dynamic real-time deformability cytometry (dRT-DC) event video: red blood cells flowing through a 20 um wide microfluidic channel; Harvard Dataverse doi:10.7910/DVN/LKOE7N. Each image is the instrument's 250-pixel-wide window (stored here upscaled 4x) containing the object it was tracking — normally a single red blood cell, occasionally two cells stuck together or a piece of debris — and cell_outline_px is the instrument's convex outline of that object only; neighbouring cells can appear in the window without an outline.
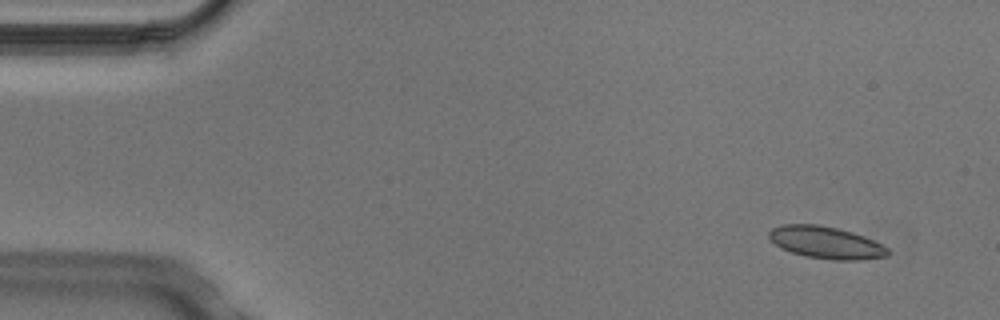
{"species": "Egyptian fruit bat (a non-hibernating species)", "species_latin": "Rousettus aegyptiacus", "temperature_condition": "cold", "stored_images_in_passage": 5, "camera_frame_rate_fps": 3000, "um_per_image_px": 0.085, "animal": {"sex": "male"}, "frame": {"image": 1, "passage_image": 2, "time_ms": 0.333, "image_size_px": [1000, 320], "cell_outline_px": [[892, 252], [888, 256], [860, 260], [832, 260], [804, 256], [780, 248], [768, 236], [768, 232], [772, 228], [784, 224], [820, 224], [852, 232], [864, 236], [888, 248]], "centroid_in_image_um": [70.22, 20.62], "position_along_channel_um": 14.8, "area_um2": 22.31}}
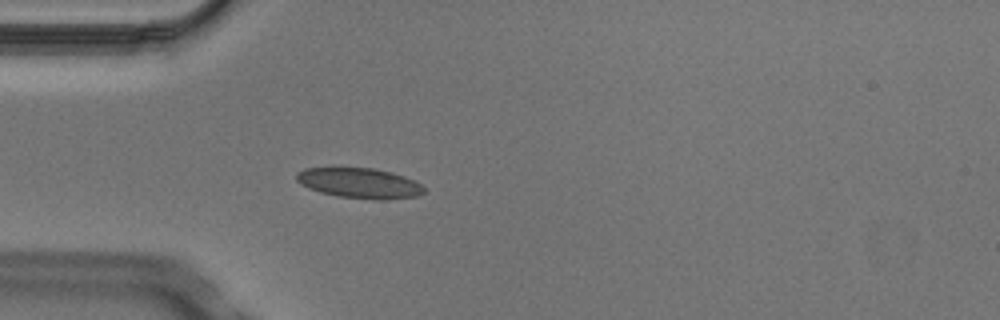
{"frame": {"image": 2, "passage_image": 5, "time_ms": 1.333, "image_size_px": [1000, 320], "cell_outline_px": [[424, 192], [416, 196], [388, 200], [376, 200], [336, 196], [320, 192], [308, 188], [300, 184], [296, 180], [296, 172], [304, 168], [372, 168], [392, 172], [404, 176], [420, 184], [424, 188]], "centroid_in_image_um": [30.53, 15.57], "position_along_channel_um": 54.5, "area_um2": 22.54}}